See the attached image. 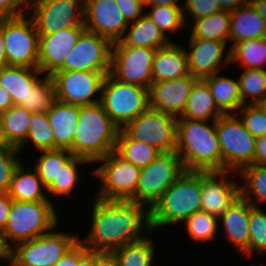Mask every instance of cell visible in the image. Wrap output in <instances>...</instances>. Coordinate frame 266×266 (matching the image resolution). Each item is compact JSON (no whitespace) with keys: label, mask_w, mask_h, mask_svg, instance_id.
<instances>
[{"label":"cell","mask_w":266,"mask_h":266,"mask_svg":"<svg viewBox=\"0 0 266 266\" xmlns=\"http://www.w3.org/2000/svg\"><path fill=\"white\" fill-rule=\"evenodd\" d=\"M117 6L128 23L143 15L144 0H116Z\"/></svg>","instance_id":"obj_48"},{"label":"cell","mask_w":266,"mask_h":266,"mask_svg":"<svg viewBox=\"0 0 266 266\" xmlns=\"http://www.w3.org/2000/svg\"><path fill=\"white\" fill-rule=\"evenodd\" d=\"M35 170L41 178L44 186L48 188L57 178L60 169L73 156L69 150L50 149L41 150Z\"/></svg>","instance_id":"obj_37"},{"label":"cell","mask_w":266,"mask_h":266,"mask_svg":"<svg viewBox=\"0 0 266 266\" xmlns=\"http://www.w3.org/2000/svg\"><path fill=\"white\" fill-rule=\"evenodd\" d=\"M78 240L79 238L72 234L50 230L11 248L9 266H55Z\"/></svg>","instance_id":"obj_9"},{"label":"cell","mask_w":266,"mask_h":266,"mask_svg":"<svg viewBox=\"0 0 266 266\" xmlns=\"http://www.w3.org/2000/svg\"><path fill=\"white\" fill-rule=\"evenodd\" d=\"M177 120L175 151L186 171H221V148L216 121ZM213 126V127H212Z\"/></svg>","instance_id":"obj_2"},{"label":"cell","mask_w":266,"mask_h":266,"mask_svg":"<svg viewBox=\"0 0 266 266\" xmlns=\"http://www.w3.org/2000/svg\"><path fill=\"white\" fill-rule=\"evenodd\" d=\"M85 26L62 29L50 35H39L38 68L52 75L76 45Z\"/></svg>","instance_id":"obj_20"},{"label":"cell","mask_w":266,"mask_h":266,"mask_svg":"<svg viewBox=\"0 0 266 266\" xmlns=\"http://www.w3.org/2000/svg\"><path fill=\"white\" fill-rule=\"evenodd\" d=\"M39 68L25 66H5L0 69V85L8 91L13 105L27 109V96L40 80Z\"/></svg>","instance_id":"obj_25"},{"label":"cell","mask_w":266,"mask_h":266,"mask_svg":"<svg viewBox=\"0 0 266 266\" xmlns=\"http://www.w3.org/2000/svg\"><path fill=\"white\" fill-rule=\"evenodd\" d=\"M189 75L186 49L173 41L156 50L152 65V83L168 81Z\"/></svg>","instance_id":"obj_24"},{"label":"cell","mask_w":266,"mask_h":266,"mask_svg":"<svg viewBox=\"0 0 266 266\" xmlns=\"http://www.w3.org/2000/svg\"><path fill=\"white\" fill-rule=\"evenodd\" d=\"M32 112L24 107L13 105L2 112L4 132L8 146L19 148L26 141L31 123Z\"/></svg>","instance_id":"obj_34"},{"label":"cell","mask_w":266,"mask_h":266,"mask_svg":"<svg viewBox=\"0 0 266 266\" xmlns=\"http://www.w3.org/2000/svg\"><path fill=\"white\" fill-rule=\"evenodd\" d=\"M101 166L94 170L101 190L96 197L105 200H131L135 202L141 168L124 160L115 151L98 160ZM104 162V164H103Z\"/></svg>","instance_id":"obj_11"},{"label":"cell","mask_w":266,"mask_h":266,"mask_svg":"<svg viewBox=\"0 0 266 266\" xmlns=\"http://www.w3.org/2000/svg\"><path fill=\"white\" fill-rule=\"evenodd\" d=\"M13 106L12 99L10 94L6 89L0 85V112L7 111L10 107Z\"/></svg>","instance_id":"obj_55"},{"label":"cell","mask_w":266,"mask_h":266,"mask_svg":"<svg viewBox=\"0 0 266 266\" xmlns=\"http://www.w3.org/2000/svg\"><path fill=\"white\" fill-rule=\"evenodd\" d=\"M238 83L242 105L258 104L266 97V69H245ZM246 97H250L247 103Z\"/></svg>","instance_id":"obj_38"},{"label":"cell","mask_w":266,"mask_h":266,"mask_svg":"<svg viewBox=\"0 0 266 266\" xmlns=\"http://www.w3.org/2000/svg\"><path fill=\"white\" fill-rule=\"evenodd\" d=\"M156 50L148 47H127L121 41L112 45L109 74L120 82L149 89Z\"/></svg>","instance_id":"obj_13"},{"label":"cell","mask_w":266,"mask_h":266,"mask_svg":"<svg viewBox=\"0 0 266 266\" xmlns=\"http://www.w3.org/2000/svg\"><path fill=\"white\" fill-rule=\"evenodd\" d=\"M252 205L240 196L219 218L222 220L229 241L247 256H249L250 241L249 215Z\"/></svg>","instance_id":"obj_23"},{"label":"cell","mask_w":266,"mask_h":266,"mask_svg":"<svg viewBox=\"0 0 266 266\" xmlns=\"http://www.w3.org/2000/svg\"><path fill=\"white\" fill-rule=\"evenodd\" d=\"M57 222L58 216L51 201L12 200L7 224L1 232L3 243L10 250L13 244L29 241L50 232L49 230H53Z\"/></svg>","instance_id":"obj_5"},{"label":"cell","mask_w":266,"mask_h":266,"mask_svg":"<svg viewBox=\"0 0 266 266\" xmlns=\"http://www.w3.org/2000/svg\"><path fill=\"white\" fill-rule=\"evenodd\" d=\"M230 12L219 11L210 16L194 20L190 38L225 42L229 39Z\"/></svg>","instance_id":"obj_33"},{"label":"cell","mask_w":266,"mask_h":266,"mask_svg":"<svg viewBox=\"0 0 266 266\" xmlns=\"http://www.w3.org/2000/svg\"><path fill=\"white\" fill-rule=\"evenodd\" d=\"M113 252L119 266H152L155 253L151 238L145 237L119 247Z\"/></svg>","instance_id":"obj_35"},{"label":"cell","mask_w":266,"mask_h":266,"mask_svg":"<svg viewBox=\"0 0 266 266\" xmlns=\"http://www.w3.org/2000/svg\"><path fill=\"white\" fill-rule=\"evenodd\" d=\"M222 115L223 113L214 102L208 84L198 79L191 89L185 111L179 118L208 121L211 117L213 121H216Z\"/></svg>","instance_id":"obj_28"},{"label":"cell","mask_w":266,"mask_h":266,"mask_svg":"<svg viewBox=\"0 0 266 266\" xmlns=\"http://www.w3.org/2000/svg\"><path fill=\"white\" fill-rule=\"evenodd\" d=\"M249 0H218L223 11L232 12L245 5Z\"/></svg>","instance_id":"obj_54"},{"label":"cell","mask_w":266,"mask_h":266,"mask_svg":"<svg viewBox=\"0 0 266 266\" xmlns=\"http://www.w3.org/2000/svg\"><path fill=\"white\" fill-rule=\"evenodd\" d=\"M109 72L66 71L51 76L56 88V99L72 105L85 106L100 102L101 89ZM99 92V98L93 96Z\"/></svg>","instance_id":"obj_16"},{"label":"cell","mask_w":266,"mask_h":266,"mask_svg":"<svg viewBox=\"0 0 266 266\" xmlns=\"http://www.w3.org/2000/svg\"><path fill=\"white\" fill-rule=\"evenodd\" d=\"M185 171L176 151L161 153L148 166L141 168L135 202L151 209L163 192Z\"/></svg>","instance_id":"obj_10"},{"label":"cell","mask_w":266,"mask_h":266,"mask_svg":"<svg viewBox=\"0 0 266 266\" xmlns=\"http://www.w3.org/2000/svg\"><path fill=\"white\" fill-rule=\"evenodd\" d=\"M94 266H119L113 251H94Z\"/></svg>","instance_id":"obj_52"},{"label":"cell","mask_w":266,"mask_h":266,"mask_svg":"<svg viewBox=\"0 0 266 266\" xmlns=\"http://www.w3.org/2000/svg\"><path fill=\"white\" fill-rule=\"evenodd\" d=\"M264 37H266V21L249 1L230 12L229 40H233L230 48L239 41Z\"/></svg>","instance_id":"obj_26"},{"label":"cell","mask_w":266,"mask_h":266,"mask_svg":"<svg viewBox=\"0 0 266 266\" xmlns=\"http://www.w3.org/2000/svg\"><path fill=\"white\" fill-rule=\"evenodd\" d=\"M43 189L46 191L47 188L37 171L31 168L25 170L21 162L14 172L7 194L12 200L19 202L50 201Z\"/></svg>","instance_id":"obj_27"},{"label":"cell","mask_w":266,"mask_h":266,"mask_svg":"<svg viewBox=\"0 0 266 266\" xmlns=\"http://www.w3.org/2000/svg\"><path fill=\"white\" fill-rule=\"evenodd\" d=\"M56 88L51 75L40 79L27 96V110L35 112H48L56 101Z\"/></svg>","instance_id":"obj_41"},{"label":"cell","mask_w":266,"mask_h":266,"mask_svg":"<svg viewBox=\"0 0 266 266\" xmlns=\"http://www.w3.org/2000/svg\"><path fill=\"white\" fill-rule=\"evenodd\" d=\"M9 260V250L5 247L0 233V260Z\"/></svg>","instance_id":"obj_61"},{"label":"cell","mask_w":266,"mask_h":266,"mask_svg":"<svg viewBox=\"0 0 266 266\" xmlns=\"http://www.w3.org/2000/svg\"><path fill=\"white\" fill-rule=\"evenodd\" d=\"M227 173L229 171H202L201 210L218 219L240 197V186L229 182L225 178Z\"/></svg>","instance_id":"obj_19"},{"label":"cell","mask_w":266,"mask_h":266,"mask_svg":"<svg viewBox=\"0 0 266 266\" xmlns=\"http://www.w3.org/2000/svg\"><path fill=\"white\" fill-rule=\"evenodd\" d=\"M234 61H239V65L245 69H265L266 37L235 43L230 48L223 64Z\"/></svg>","instance_id":"obj_31"},{"label":"cell","mask_w":266,"mask_h":266,"mask_svg":"<svg viewBox=\"0 0 266 266\" xmlns=\"http://www.w3.org/2000/svg\"><path fill=\"white\" fill-rule=\"evenodd\" d=\"M241 109V110H240ZM236 115L241 114L245 128L255 138L266 135V113L258 104H246L240 107Z\"/></svg>","instance_id":"obj_45"},{"label":"cell","mask_w":266,"mask_h":266,"mask_svg":"<svg viewBox=\"0 0 266 266\" xmlns=\"http://www.w3.org/2000/svg\"><path fill=\"white\" fill-rule=\"evenodd\" d=\"M39 35L84 25V0H31L29 10Z\"/></svg>","instance_id":"obj_14"},{"label":"cell","mask_w":266,"mask_h":266,"mask_svg":"<svg viewBox=\"0 0 266 266\" xmlns=\"http://www.w3.org/2000/svg\"><path fill=\"white\" fill-rule=\"evenodd\" d=\"M19 152L13 146L0 147V193H8L14 172L21 163L16 157Z\"/></svg>","instance_id":"obj_46"},{"label":"cell","mask_w":266,"mask_h":266,"mask_svg":"<svg viewBox=\"0 0 266 266\" xmlns=\"http://www.w3.org/2000/svg\"><path fill=\"white\" fill-rule=\"evenodd\" d=\"M259 107L266 113V97L258 103Z\"/></svg>","instance_id":"obj_62"},{"label":"cell","mask_w":266,"mask_h":266,"mask_svg":"<svg viewBox=\"0 0 266 266\" xmlns=\"http://www.w3.org/2000/svg\"><path fill=\"white\" fill-rule=\"evenodd\" d=\"M5 66H8V64H7V57L5 54V42L3 38V32L0 29V69Z\"/></svg>","instance_id":"obj_58"},{"label":"cell","mask_w":266,"mask_h":266,"mask_svg":"<svg viewBox=\"0 0 266 266\" xmlns=\"http://www.w3.org/2000/svg\"><path fill=\"white\" fill-rule=\"evenodd\" d=\"M179 0H144L145 6H175V7H183V4L181 6L180 3H178ZM180 4V5H179Z\"/></svg>","instance_id":"obj_56"},{"label":"cell","mask_w":266,"mask_h":266,"mask_svg":"<svg viewBox=\"0 0 266 266\" xmlns=\"http://www.w3.org/2000/svg\"><path fill=\"white\" fill-rule=\"evenodd\" d=\"M12 205V199L7 193H0V233L5 229Z\"/></svg>","instance_id":"obj_51"},{"label":"cell","mask_w":266,"mask_h":266,"mask_svg":"<svg viewBox=\"0 0 266 266\" xmlns=\"http://www.w3.org/2000/svg\"><path fill=\"white\" fill-rule=\"evenodd\" d=\"M95 201L90 231L81 241L89 250L113 251L144 238L143 231L152 232L150 209L145 210L144 205L98 197Z\"/></svg>","instance_id":"obj_1"},{"label":"cell","mask_w":266,"mask_h":266,"mask_svg":"<svg viewBox=\"0 0 266 266\" xmlns=\"http://www.w3.org/2000/svg\"><path fill=\"white\" fill-rule=\"evenodd\" d=\"M8 66L38 68L39 34L31 15L2 18Z\"/></svg>","instance_id":"obj_8"},{"label":"cell","mask_w":266,"mask_h":266,"mask_svg":"<svg viewBox=\"0 0 266 266\" xmlns=\"http://www.w3.org/2000/svg\"><path fill=\"white\" fill-rule=\"evenodd\" d=\"M239 174L246 182L245 187L240 186V196L253 205L255 201L266 203V165L251 164L242 168ZM250 196L256 200L252 201Z\"/></svg>","instance_id":"obj_36"},{"label":"cell","mask_w":266,"mask_h":266,"mask_svg":"<svg viewBox=\"0 0 266 266\" xmlns=\"http://www.w3.org/2000/svg\"><path fill=\"white\" fill-rule=\"evenodd\" d=\"M90 163L88 160L77 157L73 155L60 169L57 178L54 182L46 189L47 194L51 193L53 195H65L69 196L71 191L78 183V179L81 178L78 176L77 166L78 164Z\"/></svg>","instance_id":"obj_42"},{"label":"cell","mask_w":266,"mask_h":266,"mask_svg":"<svg viewBox=\"0 0 266 266\" xmlns=\"http://www.w3.org/2000/svg\"><path fill=\"white\" fill-rule=\"evenodd\" d=\"M115 152L140 168L148 166L162 153L151 145L128 137L121 129L117 134Z\"/></svg>","instance_id":"obj_32"},{"label":"cell","mask_w":266,"mask_h":266,"mask_svg":"<svg viewBox=\"0 0 266 266\" xmlns=\"http://www.w3.org/2000/svg\"><path fill=\"white\" fill-rule=\"evenodd\" d=\"M236 114H223L216 120L221 148V171H240L254 164L256 138L245 128Z\"/></svg>","instance_id":"obj_6"},{"label":"cell","mask_w":266,"mask_h":266,"mask_svg":"<svg viewBox=\"0 0 266 266\" xmlns=\"http://www.w3.org/2000/svg\"><path fill=\"white\" fill-rule=\"evenodd\" d=\"M249 255L253 251L266 253V213L255 204L249 215Z\"/></svg>","instance_id":"obj_44"},{"label":"cell","mask_w":266,"mask_h":266,"mask_svg":"<svg viewBox=\"0 0 266 266\" xmlns=\"http://www.w3.org/2000/svg\"><path fill=\"white\" fill-rule=\"evenodd\" d=\"M221 10L218 0H185L183 4L184 17L189 14L193 20L210 16Z\"/></svg>","instance_id":"obj_47"},{"label":"cell","mask_w":266,"mask_h":266,"mask_svg":"<svg viewBox=\"0 0 266 266\" xmlns=\"http://www.w3.org/2000/svg\"><path fill=\"white\" fill-rule=\"evenodd\" d=\"M197 80L189 74L182 78L153 82L149 88V107L177 118L181 117Z\"/></svg>","instance_id":"obj_18"},{"label":"cell","mask_w":266,"mask_h":266,"mask_svg":"<svg viewBox=\"0 0 266 266\" xmlns=\"http://www.w3.org/2000/svg\"><path fill=\"white\" fill-rule=\"evenodd\" d=\"M249 2L266 21V0H249Z\"/></svg>","instance_id":"obj_57"},{"label":"cell","mask_w":266,"mask_h":266,"mask_svg":"<svg viewBox=\"0 0 266 266\" xmlns=\"http://www.w3.org/2000/svg\"><path fill=\"white\" fill-rule=\"evenodd\" d=\"M132 24L128 35L120 40L127 47H148L157 50L171 43L147 14L140 16Z\"/></svg>","instance_id":"obj_29"},{"label":"cell","mask_w":266,"mask_h":266,"mask_svg":"<svg viewBox=\"0 0 266 266\" xmlns=\"http://www.w3.org/2000/svg\"><path fill=\"white\" fill-rule=\"evenodd\" d=\"M84 25L112 44L120 41L129 23L117 6L116 0H84Z\"/></svg>","instance_id":"obj_17"},{"label":"cell","mask_w":266,"mask_h":266,"mask_svg":"<svg viewBox=\"0 0 266 266\" xmlns=\"http://www.w3.org/2000/svg\"><path fill=\"white\" fill-rule=\"evenodd\" d=\"M217 217L204 210L195 212L185 220L189 236L197 242H205L215 239L218 229Z\"/></svg>","instance_id":"obj_43"},{"label":"cell","mask_w":266,"mask_h":266,"mask_svg":"<svg viewBox=\"0 0 266 266\" xmlns=\"http://www.w3.org/2000/svg\"><path fill=\"white\" fill-rule=\"evenodd\" d=\"M72 266H94V251L79 240L72 246Z\"/></svg>","instance_id":"obj_49"},{"label":"cell","mask_w":266,"mask_h":266,"mask_svg":"<svg viewBox=\"0 0 266 266\" xmlns=\"http://www.w3.org/2000/svg\"><path fill=\"white\" fill-rule=\"evenodd\" d=\"M202 171H185L150 209L152 230L184 222L201 210Z\"/></svg>","instance_id":"obj_4"},{"label":"cell","mask_w":266,"mask_h":266,"mask_svg":"<svg viewBox=\"0 0 266 266\" xmlns=\"http://www.w3.org/2000/svg\"><path fill=\"white\" fill-rule=\"evenodd\" d=\"M119 128L112 122L100 102L80 106L78 124L70 152L97 162L115 151Z\"/></svg>","instance_id":"obj_3"},{"label":"cell","mask_w":266,"mask_h":266,"mask_svg":"<svg viewBox=\"0 0 266 266\" xmlns=\"http://www.w3.org/2000/svg\"><path fill=\"white\" fill-rule=\"evenodd\" d=\"M55 266H72V247L63 255Z\"/></svg>","instance_id":"obj_59"},{"label":"cell","mask_w":266,"mask_h":266,"mask_svg":"<svg viewBox=\"0 0 266 266\" xmlns=\"http://www.w3.org/2000/svg\"><path fill=\"white\" fill-rule=\"evenodd\" d=\"M112 43L97 33L85 30L76 45L55 72H109Z\"/></svg>","instance_id":"obj_15"},{"label":"cell","mask_w":266,"mask_h":266,"mask_svg":"<svg viewBox=\"0 0 266 266\" xmlns=\"http://www.w3.org/2000/svg\"><path fill=\"white\" fill-rule=\"evenodd\" d=\"M254 164L266 165V135L256 138Z\"/></svg>","instance_id":"obj_53"},{"label":"cell","mask_w":266,"mask_h":266,"mask_svg":"<svg viewBox=\"0 0 266 266\" xmlns=\"http://www.w3.org/2000/svg\"><path fill=\"white\" fill-rule=\"evenodd\" d=\"M0 147H8V140L4 132L2 112H0Z\"/></svg>","instance_id":"obj_60"},{"label":"cell","mask_w":266,"mask_h":266,"mask_svg":"<svg viewBox=\"0 0 266 266\" xmlns=\"http://www.w3.org/2000/svg\"><path fill=\"white\" fill-rule=\"evenodd\" d=\"M188 44L190 51L186 50V53L191 76L203 80L222 69L221 61L226 48L225 42L190 38Z\"/></svg>","instance_id":"obj_21"},{"label":"cell","mask_w":266,"mask_h":266,"mask_svg":"<svg viewBox=\"0 0 266 266\" xmlns=\"http://www.w3.org/2000/svg\"><path fill=\"white\" fill-rule=\"evenodd\" d=\"M203 80L208 84L218 109L223 114H236L242 106L238 80L219 76L217 73Z\"/></svg>","instance_id":"obj_30"},{"label":"cell","mask_w":266,"mask_h":266,"mask_svg":"<svg viewBox=\"0 0 266 266\" xmlns=\"http://www.w3.org/2000/svg\"><path fill=\"white\" fill-rule=\"evenodd\" d=\"M178 118L150 107L121 130L130 138L151 145L162 153L175 151Z\"/></svg>","instance_id":"obj_12"},{"label":"cell","mask_w":266,"mask_h":266,"mask_svg":"<svg viewBox=\"0 0 266 266\" xmlns=\"http://www.w3.org/2000/svg\"><path fill=\"white\" fill-rule=\"evenodd\" d=\"M148 17L159 27V29L169 38L166 33L174 34L179 28L188 27L189 25L184 17L183 7L175 6H151L147 13ZM186 22V23H185ZM186 24L188 26H186Z\"/></svg>","instance_id":"obj_40"},{"label":"cell","mask_w":266,"mask_h":266,"mask_svg":"<svg viewBox=\"0 0 266 266\" xmlns=\"http://www.w3.org/2000/svg\"><path fill=\"white\" fill-rule=\"evenodd\" d=\"M33 142L36 150L55 149L54 134L47 118V112L32 113L26 141L18 149L21 151L28 141Z\"/></svg>","instance_id":"obj_39"},{"label":"cell","mask_w":266,"mask_h":266,"mask_svg":"<svg viewBox=\"0 0 266 266\" xmlns=\"http://www.w3.org/2000/svg\"><path fill=\"white\" fill-rule=\"evenodd\" d=\"M80 106L56 100L47 112L49 125L52 128L55 149L71 150L73 138L78 124Z\"/></svg>","instance_id":"obj_22"},{"label":"cell","mask_w":266,"mask_h":266,"mask_svg":"<svg viewBox=\"0 0 266 266\" xmlns=\"http://www.w3.org/2000/svg\"><path fill=\"white\" fill-rule=\"evenodd\" d=\"M31 0H0V16L2 18L7 17H16L25 14L29 10V4ZM25 6L24 9H21V6ZM20 6V8H19Z\"/></svg>","instance_id":"obj_50"},{"label":"cell","mask_w":266,"mask_h":266,"mask_svg":"<svg viewBox=\"0 0 266 266\" xmlns=\"http://www.w3.org/2000/svg\"><path fill=\"white\" fill-rule=\"evenodd\" d=\"M100 103L112 122L122 129L149 108V89L120 82L108 73L102 85Z\"/></svg>","instance_id":"obj_7"}]
</instances>
